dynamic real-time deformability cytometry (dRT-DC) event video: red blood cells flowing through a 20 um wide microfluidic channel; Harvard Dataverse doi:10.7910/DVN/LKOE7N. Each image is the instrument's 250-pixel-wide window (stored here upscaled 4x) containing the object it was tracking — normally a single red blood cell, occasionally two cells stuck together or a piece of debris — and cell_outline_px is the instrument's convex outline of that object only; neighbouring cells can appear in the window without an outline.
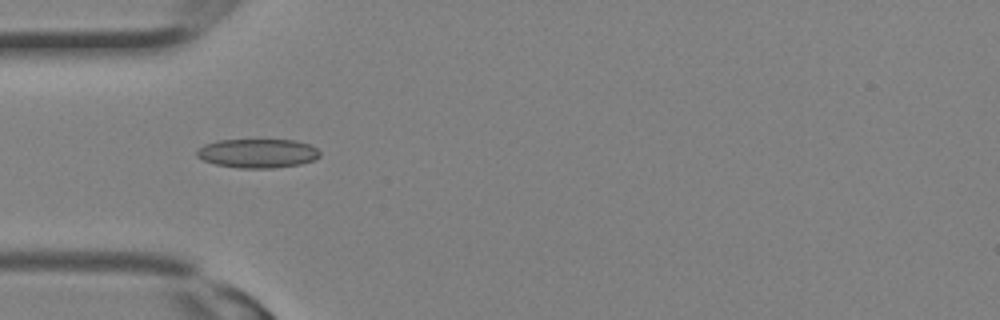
{"species": "Egyptian fruit bat (a non-hibernating species)", "species_latin": "Rousettus aegyptiacus", "temperature_condition": "room temperature", "stored_images_in_passage": 30, "camera_frame_rate_fps": 3000, "um_per_image_px": 0.085, "animal": {"sex": "female"}, "frame": {"image": 1, "passage_image": 9, "time_ms": 2.667, "image_size_px": [1000, 320], "cell_outline_px": [[320, 156], [312, 160], [300, 164], [272, 168], [240, 168], [216, 164], [204, 160], [196, 156], [196, 148], [204, 144], [216, 140], [292, 140], [308, 144], [316, 148], [320, 152]], "centroid_in_image_um": [21.85, 13.02], "position_along_channel_um": 63.1, "area_um2": 20.75}}
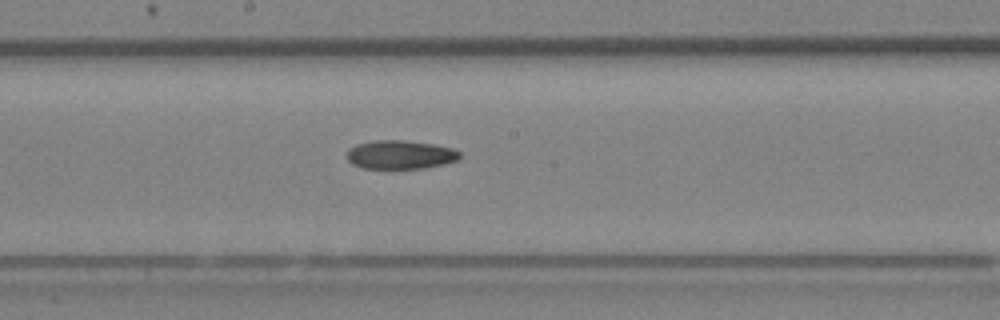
{"frame": {"image": 2, "passage_image": 16, "time_ms": 5.0, "image_size_px": [1000, 320], "cell_outline_px": [[460, 156], [456, 160], [444, 164], [424, 168], [364, 168], [352, 164], [348, 160], [348, 148], [356, 144], [376, 140], [404, 140], [436, 144], [452, 148], [460, 152]], "centroid_in_image_um": [34.02, 13.14], "position_along_channel_um": 214.2, "area_um2": 18.84}}
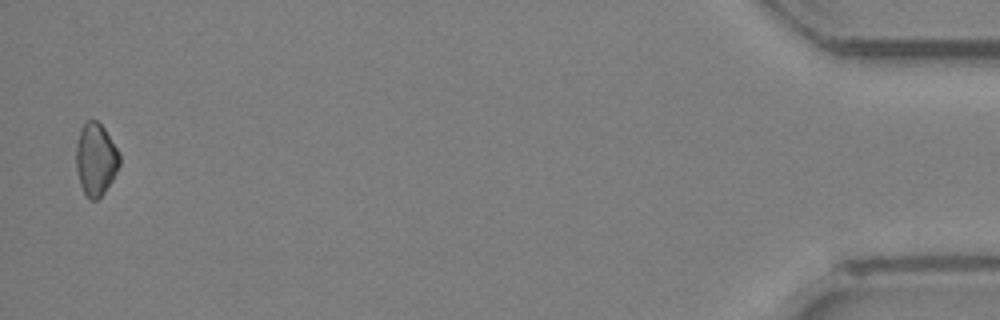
{"frame": {"image": 3, "passage_image": 30, "time_ms": 9.667, "image_size_px": [1000, 320], "cell_outline_px": [[120, 164], [112, 180], [104, 192], [96, 200], [92, 200], [84, 192], [80, 184], [76, 168], [76, 144], [80, 128], [84, 120], [96, 120], [104, 128], [120, 152]], "centroid_in_image_um": [8.13, 13.5], "position_along_channel_um": 427.1, "area_um2": 18.38}}